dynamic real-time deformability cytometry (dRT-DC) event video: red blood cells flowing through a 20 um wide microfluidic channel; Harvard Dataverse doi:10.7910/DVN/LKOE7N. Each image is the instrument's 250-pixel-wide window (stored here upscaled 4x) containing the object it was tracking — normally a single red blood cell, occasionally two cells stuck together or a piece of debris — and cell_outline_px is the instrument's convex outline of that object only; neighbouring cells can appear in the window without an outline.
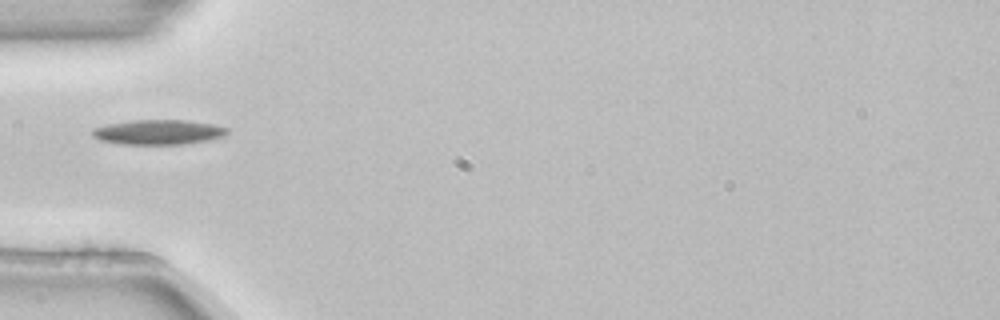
{"species": "common noctule bat (a hibernating species)", "species_latin": "Nyctalus noctula", "temperature_condition": "room temperature", "stored_images_in_passage": 5, "camera_frame_rate_fps": 3000, "um_per_image_px": 0.085, "animal": {"sex": "female", "body_mass_g": 22.7, "forearm_length_mm": 54.2}, "frame": {"image": 1, "passage_image": 5, "time_ms": 1.333, "image_size_px": [1000, 320], "cell_outline_px": [[228, 132], [224, 136], [208, 140], [184, 144], [120, 144], [100, 140], [92, 132], [96, 128], [108, 124], [136, 120], [184, 120], [212, 124], [228, 128]], "centroid_in_image_um": [13.51, 11.23], "position_along_channel_um": 71.5, "area_um2": 19.19}}